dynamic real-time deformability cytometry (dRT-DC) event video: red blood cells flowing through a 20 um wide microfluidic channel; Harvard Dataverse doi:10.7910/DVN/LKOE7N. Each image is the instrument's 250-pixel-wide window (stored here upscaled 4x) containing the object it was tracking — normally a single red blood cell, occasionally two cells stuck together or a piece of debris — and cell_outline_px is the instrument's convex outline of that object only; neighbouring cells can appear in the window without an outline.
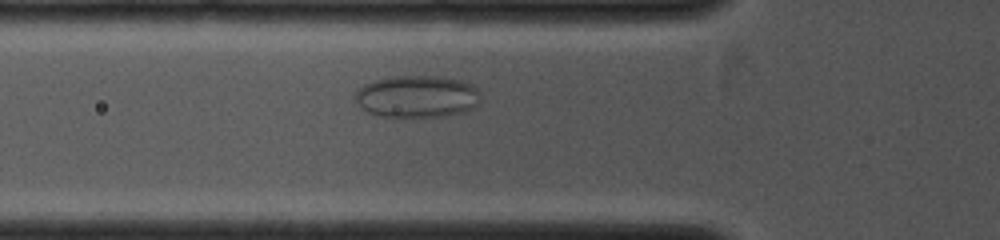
{"species": "common noctule bat (a hibernating species)", "species_latin": "Nyctalus noctula", "temperature_condition": "cold", "stored_images_in_passage": 41, "camera_frame_rate_fps": 4000, "um_per_image_px": 0.085, "animal": {"sex": "female", "body_mass_g": 19.0, "forearm_length_mm": 53.3}, "frame": {"image": 1, "passage_image": 15, "time_ms": 2.0, "image_size_px": [1000, 240], "cell_outline_px": [[480, 104], [464, 112], [444, 116], [380, 116], [368, 112], [360, 108], [352, 100], [352, 96], [364, 84], [376, 80], [396, 76], [440, 76], [460, 80], [472, 84], [480, 92]], "centroid_in_image_um": [35.44, 8.2], "position_along_channel_um": 90.4, "area_um2": 31.04}}
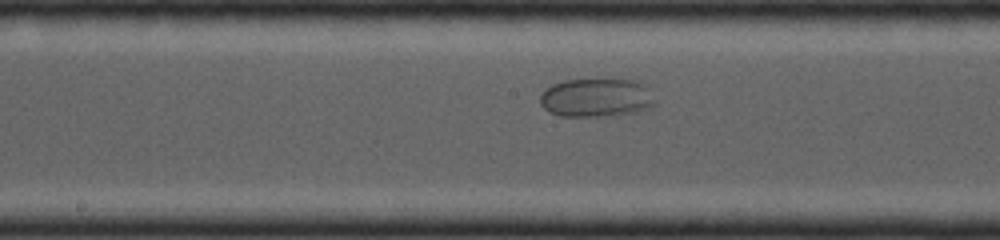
{"frame": {"image": 2, "passage_image": 23, "time_ms": 4.25, "image_size_px": [1000, 240], "cell_outline_px": [[652, 104], [616, 116], [560, 116], [544, 108], [540, 104], [540, 96], [548, 88], [556, 84], [568, 80], [632, 80], [640, 84], [644, 88]], "centroid_in_image_um": [50.54, 8.32], "position_along_channel_um": 197.7, "area_um2": 24.39}}
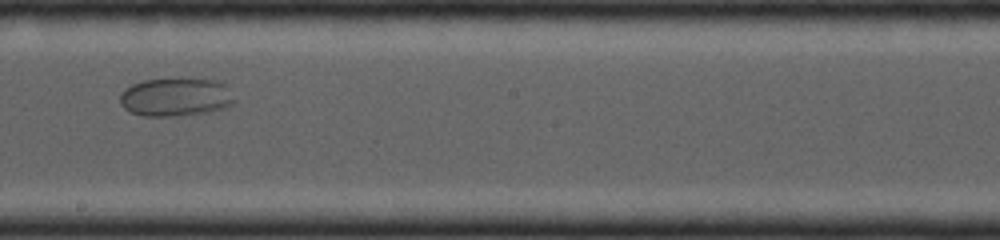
{"frame": {"image": 3, "passage_image": 28, "time_ms": 5.0, "image_size_px": [1000, 240], "cell_outline_px": [[232, 100], [224, 108], [208, 112], [168, 116], [144, 116], [132, 112], [124, 108], [120, 104], [120, 96], [132, 84], [144, 80], [208, 80], [220, 84]], "centroid_in_image_um": [14.8, 8.29], "position_along_channel_um": 233.4, "area_um2": 24.1}}